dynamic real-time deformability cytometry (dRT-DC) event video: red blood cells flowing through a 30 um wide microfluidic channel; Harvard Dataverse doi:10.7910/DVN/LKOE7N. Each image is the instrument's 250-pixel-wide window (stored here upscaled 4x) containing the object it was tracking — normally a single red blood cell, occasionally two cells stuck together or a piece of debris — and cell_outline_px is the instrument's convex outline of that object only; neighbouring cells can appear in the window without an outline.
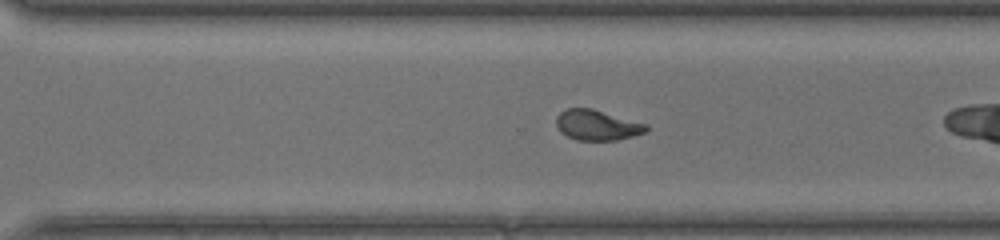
{"species": "common noctule bat (a hibernating species)", "species_latin": "Nyctalus noctula", "temperature_condition": "warm", "stored_images_in_passage": 26, "camera_frame_rate_fps": 3000, "um_per_image_px": 0.085, "animal": {"sex": "female", "body_mass_g": 17.0, "forearm_length_mm": 48.0}, "frame": {"image": 1, "passage_image": 22, "time_ms": 7.0, "image_size_px": [1000, 240], "cell_outline_px": [[648, 132], [616, 140], [576, 140], [560, 132], [556, 124], [556, 116], [560, 112], [568, 108], [592, 108], [648, 124]], "centroid_in_image_um": [50.76, 10.63], "position_along_channel_um": 319.8, "area_um2": 16.01}}